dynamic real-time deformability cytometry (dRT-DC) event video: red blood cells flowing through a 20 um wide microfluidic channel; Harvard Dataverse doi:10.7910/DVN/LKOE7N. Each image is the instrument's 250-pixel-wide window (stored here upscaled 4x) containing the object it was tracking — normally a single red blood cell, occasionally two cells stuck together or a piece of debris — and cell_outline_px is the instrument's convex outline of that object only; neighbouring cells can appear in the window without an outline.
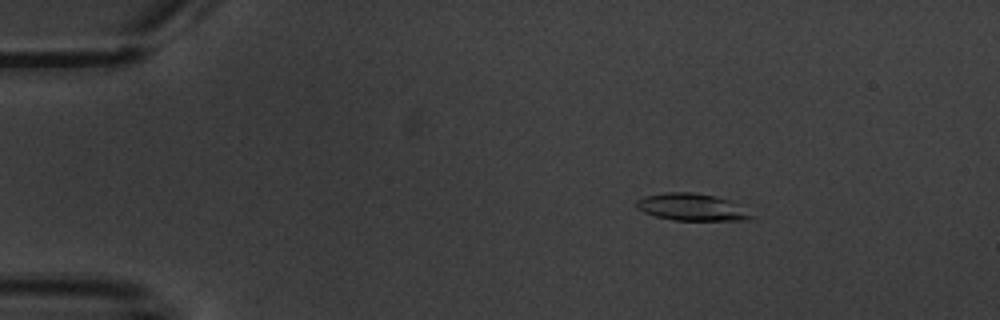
{"species": "common noctule bat (a hibernating species)", "species_latin": "Nyctalus noctula", "temperature_condition": "warm", "stored_images_in_passage": 4, "camera_frame_rate_fps": 3000, "um_per_image_px": 0.085, "animal": {"sex": "male", "body_mass_g": 20.1, "forearm_length_mm": 53.5}, "frame": {"image": 1, "passage_image": 2, "time_ms": 1.333, "image_size_px": [1000, 320], "cell_outline_px": [[756, 216], [748, 220], [672, 220], [656, 216], [644, 212], [636, 208], [636, 200], [644, 196], [664, 192], [692, 192], [716, 196], [728, 200]], "centroid_in_image_um": [58.77, 17.6], "position_along_channel_um": 26.2, "area_um2": 18.09}}